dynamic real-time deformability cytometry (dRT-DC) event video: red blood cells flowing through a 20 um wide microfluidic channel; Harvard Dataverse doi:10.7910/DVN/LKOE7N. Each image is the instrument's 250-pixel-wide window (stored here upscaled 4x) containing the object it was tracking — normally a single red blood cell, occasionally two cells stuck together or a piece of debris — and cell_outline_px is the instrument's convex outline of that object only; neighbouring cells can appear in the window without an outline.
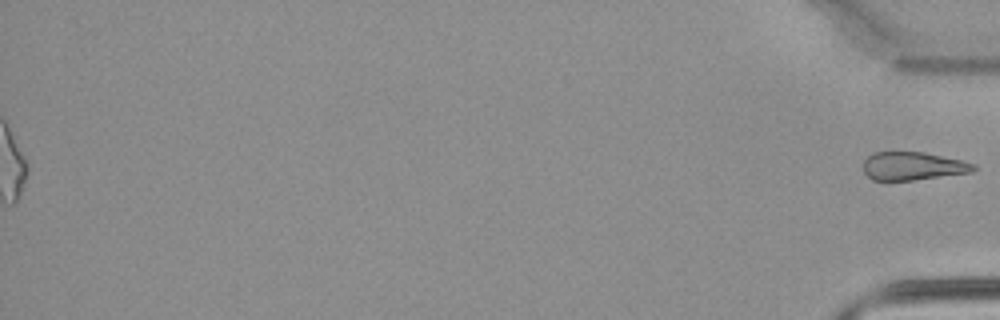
{"species": "common noctule bat (a hibernating species)", "species_latin": "Nyctalus noctula", "temperature_condition": "warm", "stored_images_in_passage": 39, "segment_of_instrument_passage": [2, 2], "camera_frame_rate_fps": 3000, "um_per_image_px": 0.085, "animal": {"sex": "male", "body_mass_g": 21.5, "forearm_length_mm": 52.0}, "frame": {"image": 1, "passage_image": 39, "time_ms": 12.667, "image_size_px": [1000, 320], "cell_outline_px": [[976, 168], [972, 172], [912, 180], [872, 180], [864, 172], [864, 160], [872, 152], [924, 152], [964, 160], [976, 164]], "centroid_in_image_um": [77.61, 14.1], "position_along_channel_um": 357.6, "area_um2": 18.15}}